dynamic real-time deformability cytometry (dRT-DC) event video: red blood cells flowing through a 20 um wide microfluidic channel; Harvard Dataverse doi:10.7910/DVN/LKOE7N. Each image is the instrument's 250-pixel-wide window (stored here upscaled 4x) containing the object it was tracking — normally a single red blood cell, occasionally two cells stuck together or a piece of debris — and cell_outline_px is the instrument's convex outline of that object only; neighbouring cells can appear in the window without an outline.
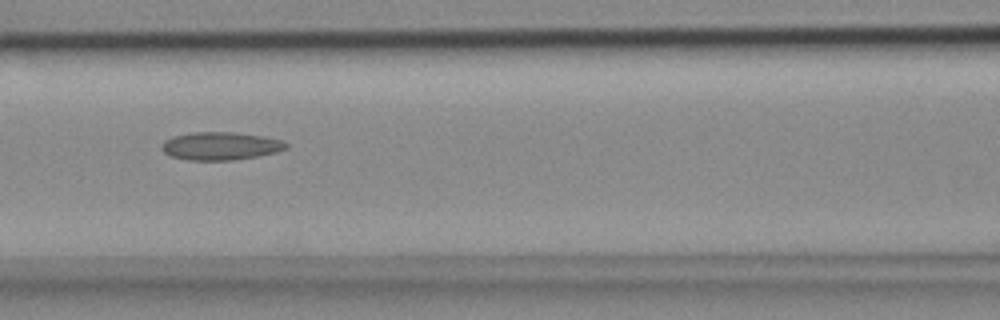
{"species": "common noctule bat (a hibernating species)", "species_latin": "Nyctalus noctula", "temperature_condition": "cold", "stored_images_in_passage": 10, "camera_frame_rate_fps": 3000, "um_per_image_px": 0.085, "animal": {"sex": "female", "body_mass_g": 18.4}, "frame": {"image": 1, "passage_image": 6, "time_ms": 1.667, "image_size_px": [1000, 320], "cell_outline_px": [[288, 148], [276, 152], [256, 156], [232, 160], [188, 160], [172, 156], [164, 152], [160, 148], [160, 144], [164, 140], [172, 136], [192, 132], [232, 132], [264, 136], [284, 140], [288, 144]], "centroid_in_image_um": [18.73, 12.4], "position_along_channel_um": 147.9, "area_um2": 20.4}}
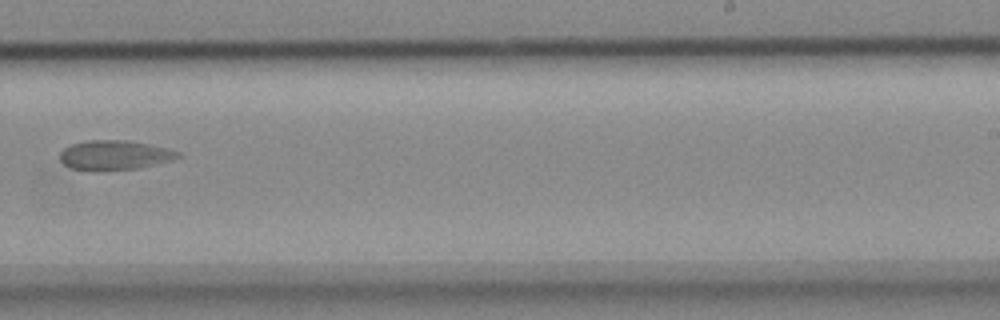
{"frame": {"image": 2, "passage_image": 9, "time_ms": 2.667, "image_size_px": [1000, 320], "cell_outline_px": [[184, 156], [172, 160], [140, 168], [96, 172], [72, 168], [64, 164], [60, 160], [60, 152], [64, 148], [72, 144], [88, 140], [132, 140], [168, 148], [180, 152]], "centroid_in_image_um": [9.77, 13.19], "position_along_channel_um": 279.2, "area_um2": 20.81}}
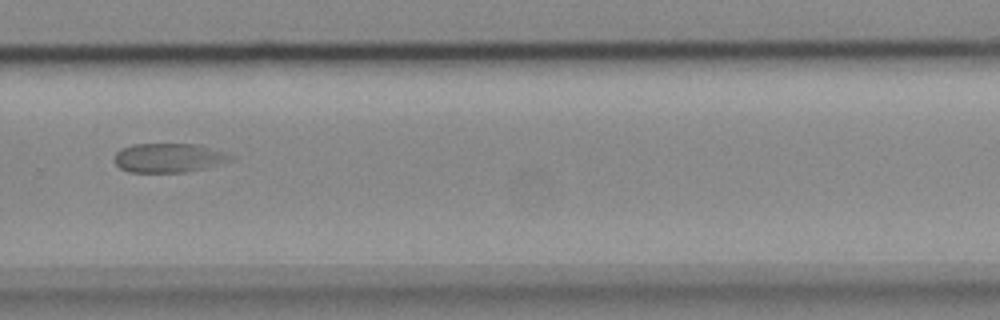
{"frame": {"image": 3, "passage_image": 10, "time_ms": 3.0, "image_size_px": [1000, 320], "cell_outline_px": [[236, 156], [228, 160], [204, 168], [184, 172], [132, 172], [120, 168], [116, 164], [116, 152], [120, 148], [132, 144], [200, 144], [228, 152]], "centroid_in_image_um": [14.36, 13.39], "position_along_channel_um": 315.4, "area_um2": 19.71}}